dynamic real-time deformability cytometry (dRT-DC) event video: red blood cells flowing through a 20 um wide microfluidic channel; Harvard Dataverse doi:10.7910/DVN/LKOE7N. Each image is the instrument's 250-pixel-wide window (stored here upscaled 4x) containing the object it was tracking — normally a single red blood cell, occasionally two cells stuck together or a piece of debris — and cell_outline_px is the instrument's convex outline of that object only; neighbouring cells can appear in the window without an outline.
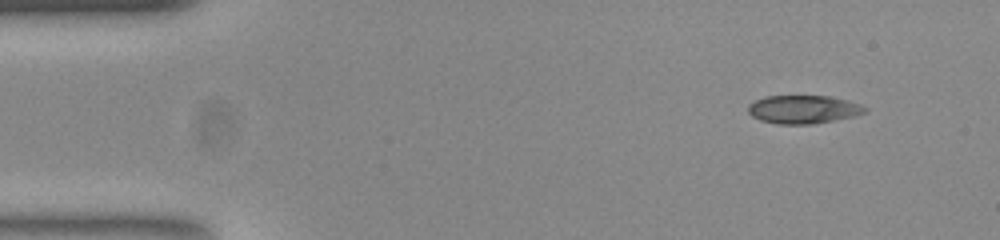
{"species": "common noctule bat (a hibernating species)", "species_latin": "Nyctalus noctula", "temperature_condition": "room temperature", "stored_images_in_passage": 48, "camera_frame_rate_fps": 3000, "um_per_image_px": 0.085, "animal": {"sex": "female", "body_mass_g": 23.0, "forearm_length_mm": 53.4}, "frame": {"image": 1, "passage_image": 1, "time_ms": 0.0, "image_size_px": [1000, 240], "cell_outline_px": [[868, 108], [864, 112], [852, 116], [812, 124], [776, 124], [760, 120], [752, 116], [748, 112], [748, 104], [756, 100], [768, 96], [828, 96], [860, 104]], "centroid_in_image_um": [68.23, 9.3], "position_along_channel_um": 16.8, "area_um2": 18.96}}
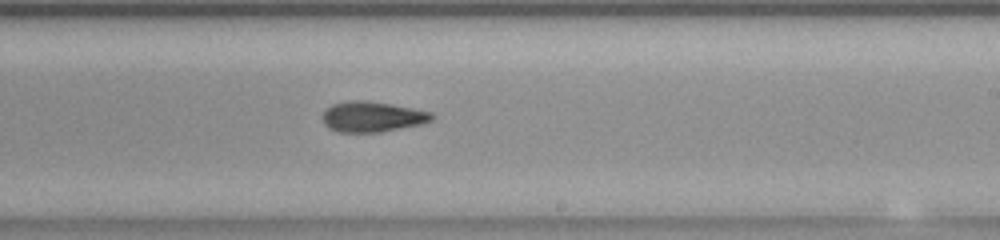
{"frame": {"image": 2, "passage_image": 27, "time_ms": 8.667, "image_size_px": [1000, 240], "cell_outline_px": [[436, 116], [432, 120], [420, 124], [380, 132], [340, 132], [328, 128], [324, 124], [324, 108], [332, 104], [352, 100], [364, 100], [392, 104], [432, 112]], "centroid_in_image_um": [31.64, 9.91], "position_along_channel_um": 257.4, "area_um2": 19.36}}
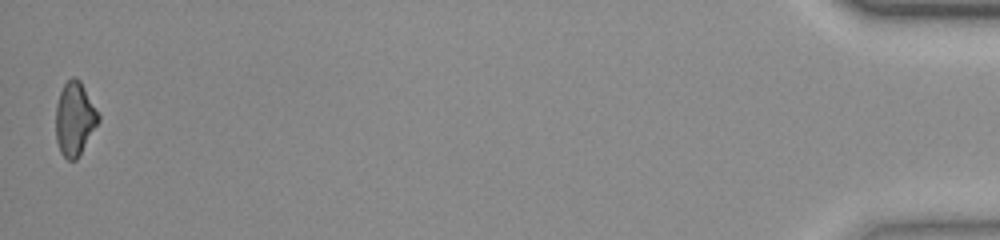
{"frame": {"image": 3, "passage_image": 48, "time_ms": 15.667, "image_size_px": [1000, 240], "cell_outline_px": [[100, 120], [76, 160], [68, 160], [60, 152], [56, 140], [56, 104], [60, 92], [64, 84], [72, 76], [76, 76], [80, 80], [100, 116]], "centroid_in_image_um": [6.34, 10.08], "position_along_channel_um": 428.9, "area_um2": 18.15}, "authors_computed_cell_mechanics": {"area_um2": 19.1896, "velocity_mm_per_s": 3.8639, "shape_relaxation_time_tau1_ms": 3.964, "shape_relaxation_time_tau2_ms": 4.2164, "deformation_change_tau1": 0.1488, "deformation_change_tau2": 0.1171}}